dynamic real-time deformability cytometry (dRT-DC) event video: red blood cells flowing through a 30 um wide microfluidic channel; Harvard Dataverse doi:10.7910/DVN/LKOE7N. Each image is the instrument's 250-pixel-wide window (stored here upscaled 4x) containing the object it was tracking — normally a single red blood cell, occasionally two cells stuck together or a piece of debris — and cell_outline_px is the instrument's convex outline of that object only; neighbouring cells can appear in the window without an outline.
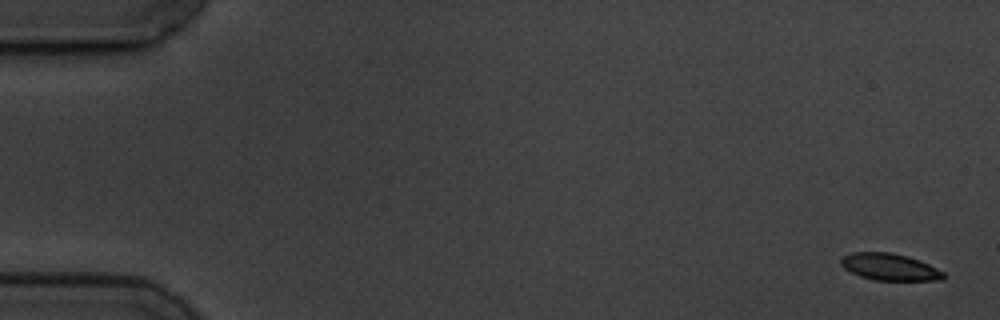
{"species": "common noctule bat (a hibernating species)", "species_latin": "Nyctalus noctula", "temperature_condition": "cold", "stored_images_in_passage": 7, "camera_frame_rate_fps": 3000, "um_per_image_px": 0.085, "animal": {"sex": "male", "body_mass_g": 19.5, "forearm_length_mm": 54.6}, "frame": {"image": 1, "passage_image": 1, "time_ms": 0.0, "image_size_px": [1000, 320], "cell_outline_px": [[948, 276], [944, 280], [872, 280], [860, 276], [844, 268], [840, 264], [840, 260], [844, 256], [852, 252], [892, 252], [908, 256], [920, 260], [944, 272]], "centroid_in_image_um": [75.65, 22.69], "position_along_channel_um": 9.3, "area_um2": 16.18}}
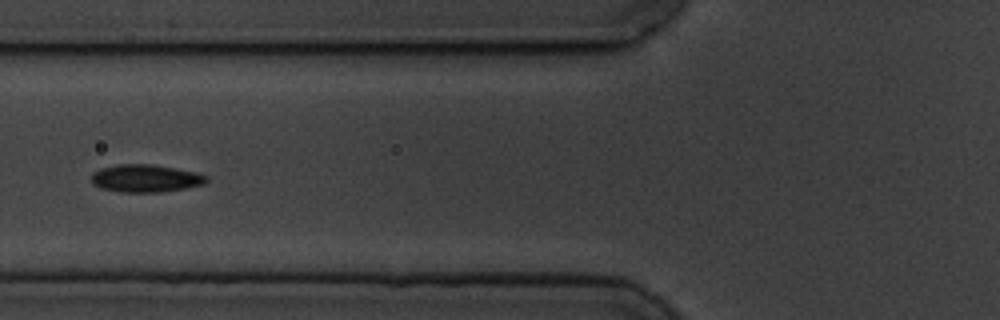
{"frame": {"image": 2, "passage_image": 7, "time_ms": 7.0, "image_size_px": [1000, 320], "cell_outline_px": [[208, 180], [204, 184], [184, 188], [160, 192], [120, 192], [100, 188], [92, 184], [92, 172], [100, 168], [116, 164], [152, 164], [176, 168], [196, 172], [208, 176]], "centroid_in_image_um": [12.35, 15.15], "position_along_channel_um": 113.4, "area_um2": 18.67}}